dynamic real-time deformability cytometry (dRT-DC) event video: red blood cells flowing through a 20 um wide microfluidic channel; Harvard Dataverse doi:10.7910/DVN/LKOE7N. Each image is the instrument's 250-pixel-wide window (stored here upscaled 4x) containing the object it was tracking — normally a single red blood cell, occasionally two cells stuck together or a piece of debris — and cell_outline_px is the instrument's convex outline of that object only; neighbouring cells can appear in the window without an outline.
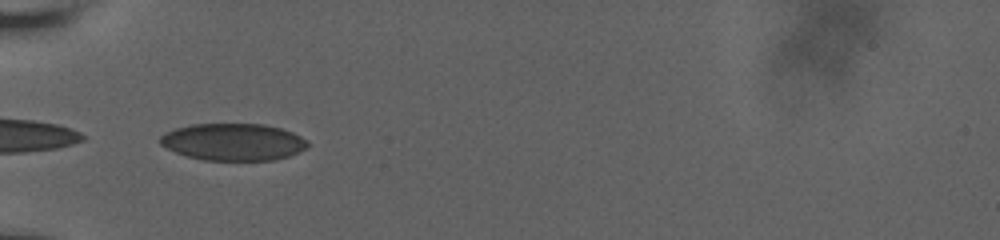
{"species": "human", "species_latin": "Homo sapiens", "temperature_condition": "room temperature", "stored_images_in_passage": 37, "camera_frame_rate_fps": 3000, "um_per_image_px": 0.085, "donor": {"sex": "male"}, "frame": {"image": 1, "passage_image": 1, "time_ms": 0.0, "image_size_px": [1000, 240], "cell_outline_px": [[308, 148], [300, 152], [288, 156], [272, 160], [204, 160], [188, 156], [176, 152], [160, 144], [160, 136], [176, 128], [192, 124], [264, 124], [280, 128], [292, 132], [308, 140]], "centroid_in_image_um": [19.87, 12.06], "position_along_channel_um": 65.1, "area_um2": 31.73}}
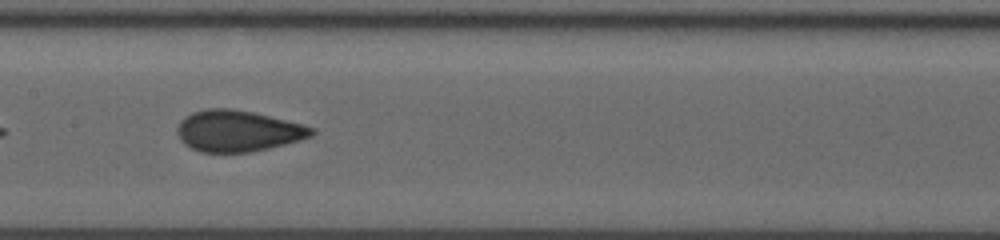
{"frame": {"image": 2, "passage_image": 11, "time_ms": 3.333, "image_size_px": [1000, 240], "cell_outline_px": [[316, 132], [312, 136], [300, 140], [252, 152], [200, 152], [184, 144], [180, 140], [176, 128], [180, 120], [184, 116], [192, 112], [208, 108], [228, 108], [252, 112], [304, 124], [316, 128]], "centroid_in_image_um": [20.21, 11.13], "position_along_channel_um": 187.2, "area_um2": 32.43}}
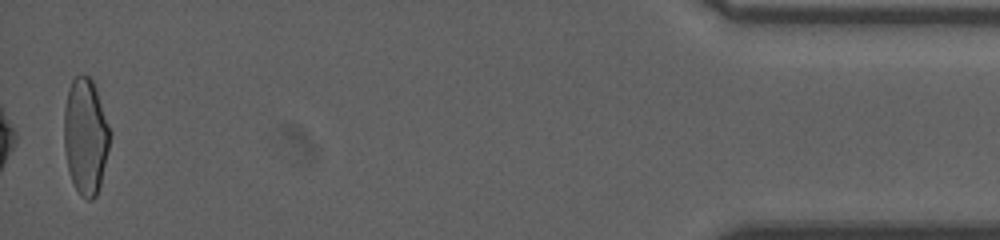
{"frame": {"image": 3, "passage_image": 36, "time_ms": 11.667, "image_size_px": [1000, 240], "cell_outline_px": [[112, 132], [100, 184], [96, 196], [92, 200], [88, 200], [80, 196], [72, 180], [68, 168], [64, 148], [64, 108], [68, 88], [72, 80], [80, 72], [88, 76], [92, 80], [96, 88]], "centroid_in_image_um": [7.27, 11.54], "position_along_channel_um": 427.9, "area_um2": 31.27}, "authors_computed_cell_mechanics": {"area_um2": 31.3276, "velocity_mm_per_s": 3.8268, "shape_relaxation_time_tau1_ms": null, "shape_relaxation_time_tau2_ms": 0.7509, "deformation_change_tau1": null, "deformation_change_tau2": 0.0668}}